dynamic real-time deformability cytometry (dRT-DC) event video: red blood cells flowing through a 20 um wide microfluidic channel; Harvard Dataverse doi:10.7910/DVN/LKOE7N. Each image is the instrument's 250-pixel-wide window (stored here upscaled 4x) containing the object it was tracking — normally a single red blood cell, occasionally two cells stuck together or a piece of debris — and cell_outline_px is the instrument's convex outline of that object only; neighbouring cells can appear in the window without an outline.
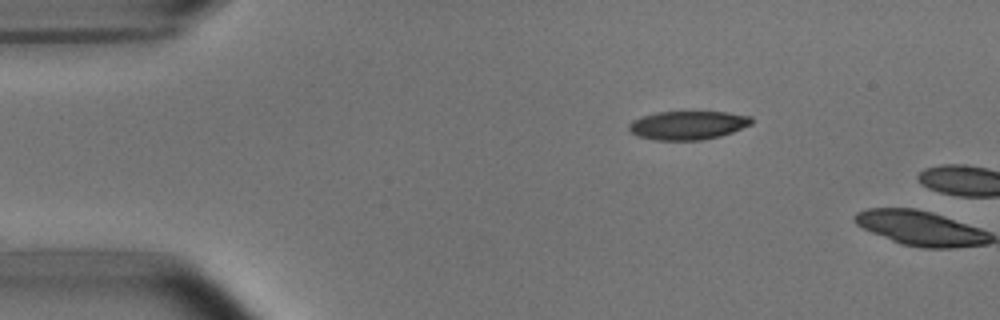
{"species": "common noctule bat (a hibernating species)", "species_latin": "Nyctalus noctula", "temperature_condition": "room temperature", "stored_images_in_passage": 2, "camera_frame_rate_fps": 3000, "um_per_image_px": 0.085, "animal": {"sex": "male", "body_mass_g": 15.6}, "frame": {"image": 1, "passage_image": 1, "time_ms": 0.0, "image_size_px": [1000, 320], "cell_outline_px": [[752, 124], [732, 132], [720, 136], [704, 140], [656, 140], [636, 136], [628, 132], [628, 124], [632, 120], [640, 116], [656, 112], [724, 112], [752, 116]], "centroid_in_image_um": [58.41, 10.65], "position_along_channel_um": 26.6, "area_um2": 20.69}}